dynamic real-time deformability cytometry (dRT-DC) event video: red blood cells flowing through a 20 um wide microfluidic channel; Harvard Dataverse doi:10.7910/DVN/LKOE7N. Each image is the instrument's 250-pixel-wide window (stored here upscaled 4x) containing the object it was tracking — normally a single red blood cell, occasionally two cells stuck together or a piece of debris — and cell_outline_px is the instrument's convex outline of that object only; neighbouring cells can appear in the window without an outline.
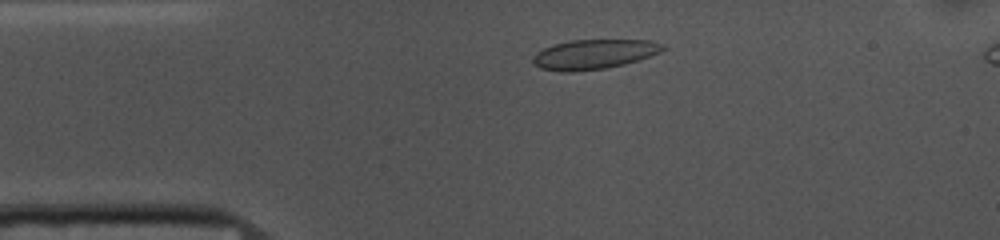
{"species": "common noctule bat (a hibernating species)", "species_latin": "Nyctalus noctula", "temperature_condition": "cold", "stored_images_in_passage": 49, "camera_frame_rate_fps": 3000, "um_per_image_px": 0.085, "animal": {"sex": "female", "body_mass_g": 10.0, "forearm_length_mm": 53.1}, "frame": {"image": 1, "passage_image": 6, "time_ms": 1.667, "image_size_px": [1000, 240], "cell_outline_px": [[668, 48], [660, 52], [624, 64], [608, 68], [572, 72], [560, 72], [540, 68], [532, 60], [532, 56], [536, 52], [552, 44], [572, 40], [652, 40], [664, 44]], "centroid_in_image_um": [50.48, 4.61], "position_along_channel_um": 34.5, "area_um2": 22.6}}
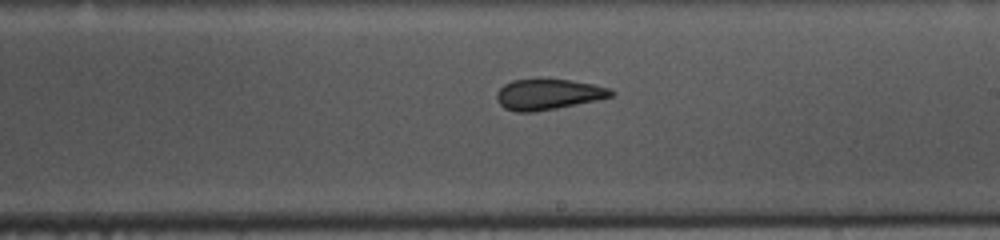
{"frame": {"image": 2, "passage_image": 25, "time_ms": 8.0, "image_size_px": [1000, 240], "cell_outline_px": [[616, 92], [612, 96], [596, 100], [536, 112], [516, 112], [504, 108], [500, 104], [496, 96], [496, 92], [504, 84], [512, 80], [572, 80], [612, 88]], "centroid_in_image_um": [46.6, 8.03], "position_along_channel_um": 242.4, "area_um2": 20.29}}
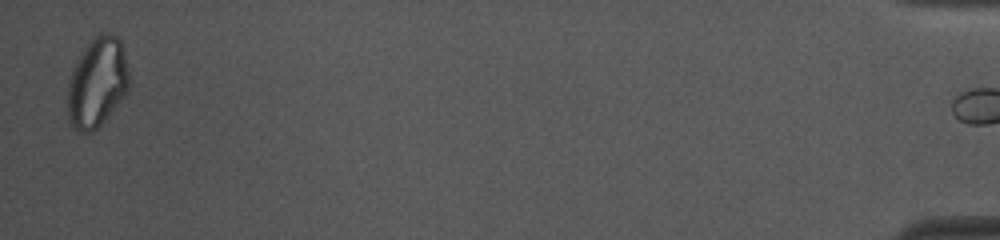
{"frame": {"image": 3, "passage_image": 48, "time_ms": 15.667, "image_size_px": [1000, 240], "cell_outline_px": [[128, 88], [124, 96], [108, 116], [92, 132], [80, 132], [68, 120], [68, 80], [76, 60], [92, 36], [100, 32], [108, 32], [116, 36], [120, 40], [124, 52], [128, 72]], "centroid_in_image_um": [8.24, 6.97], "position_along_channel_um": 427.0, "area_um2": 32.02}, "authors_computed_cell_mechanics": {"area_um2": 22.1374, "velocity_mm_per_s": 3.6864, "shape_relaxation_time_tau1_ms": null, "shape_relaxation_time_tau2_ms": 1.8298, "deformation_change_tau1": null, "deformation_change_tau2": 0.0758}}